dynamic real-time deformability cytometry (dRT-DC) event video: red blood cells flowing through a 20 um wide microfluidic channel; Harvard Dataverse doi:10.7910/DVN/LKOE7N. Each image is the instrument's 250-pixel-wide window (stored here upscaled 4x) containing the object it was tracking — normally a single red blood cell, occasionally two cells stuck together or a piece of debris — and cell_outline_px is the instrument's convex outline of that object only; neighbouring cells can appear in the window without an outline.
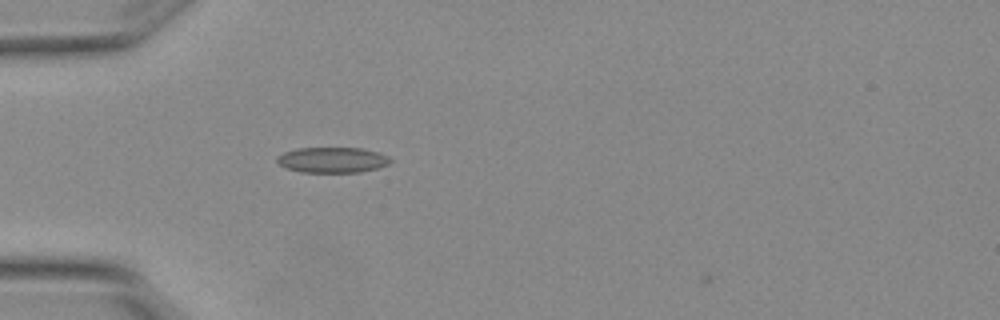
{"species": "Egyptian fruit bat (a non-hibernating species)", "species_latin": "Rousettus aegyptiacus", "temperature_condition": "warm", "stored_images_in_passage": 1, "camera_frame_rate_fps": 3000, "um_per_image_px": 0.085, "animal": {"sex": "female"}, "frame": {"image": 1, "passage_image": 1, "time_ms": 0.0, "image_size_px": [1000, 320], "cell_outline_px": [[392, 160], [388, 164], [376, 168], [360, 172], [300, 172], [284, 168], [276, 160], [276, 156], [284, 152], [300, 148], [360, 148], [376, 152], [388, 156]], "centroid_in_image_um": [28.21, 13.6], "position_along_channel_um": 56.8, "area_um2": 16.76}}